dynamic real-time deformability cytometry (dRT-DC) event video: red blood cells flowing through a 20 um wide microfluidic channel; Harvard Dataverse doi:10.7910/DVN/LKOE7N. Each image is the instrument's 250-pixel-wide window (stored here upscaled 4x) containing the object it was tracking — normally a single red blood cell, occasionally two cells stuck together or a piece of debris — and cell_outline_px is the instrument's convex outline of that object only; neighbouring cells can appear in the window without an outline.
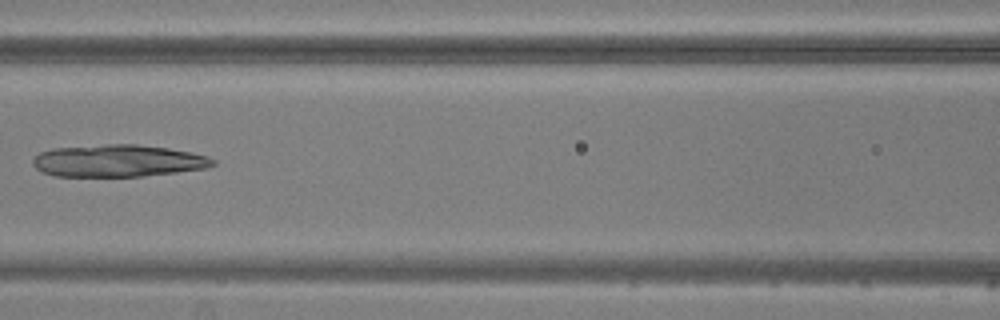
{"species": "common noctule bat (a hibernating species)", "species_latin": "Nyctalus noctula", "temperature_condition": "warm", "stored_images_in_passage": 5, "camera_frame_rate_fps": 3000, "um_per_image_px": 0.085, "animal": {"sex": "male", "body_mass_g": 20.5, "forearm_length_mm": 52.5}, "frame": {"image": 1, "passage_image": 5, "time_ms": 4.667, "image_size_px": [1000, 320], "cell_outline_px": [[216, 164], [208, 168], [144, 176], [56, 176], [40, 172], [32, 164], [32, 160], [40, 152], [52, 148], [104, 144], [136, 144], [168, 148], [192, 152], [216, 160]], "centroid_in_image_um": [10.02, 13.66], "position_along_channel_um": 156.6, "area_um2": 33.87}}